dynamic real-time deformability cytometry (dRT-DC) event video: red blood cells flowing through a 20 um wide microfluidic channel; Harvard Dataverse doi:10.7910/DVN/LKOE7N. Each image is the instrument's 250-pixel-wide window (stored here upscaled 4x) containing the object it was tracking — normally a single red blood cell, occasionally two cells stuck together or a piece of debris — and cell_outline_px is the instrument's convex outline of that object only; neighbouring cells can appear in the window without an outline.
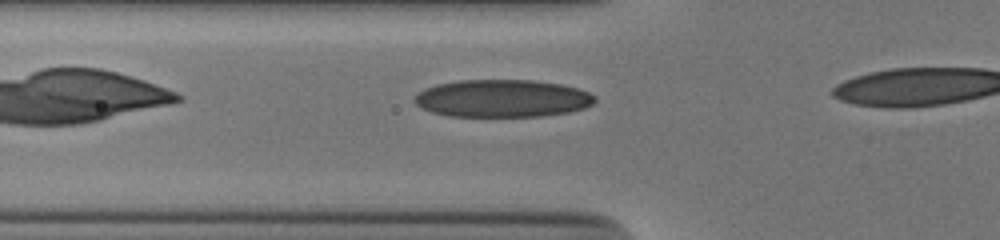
{"species": "human", "species_latin": "Homo sapiens", "temperature_condition": "cold", "stored_images_in_passage": 23, "camera_frame_rate_fps": 3000, "um_per_image_px": 0.085, "donor": {"sex": "male"}, "frame": {"image": 1, "passage_image": 5, "time_ms": 1.333, "image_size_px": [1000, 240], "cell_outline_px": [[596, 100], [592, 104], [584, 108], [568, 112], [540, 116], [448, 116], [432, 112], [420, 108], [412, 100], [424, 88], [436, 84], [460, 80], [532, 80], [560, 84], [576, 88], [588, 92], [596, 96]], "centroid_in_image_um": [42.67, 8.36], "position_along_channel_um": 83.1, "area_um2": 39.48}}
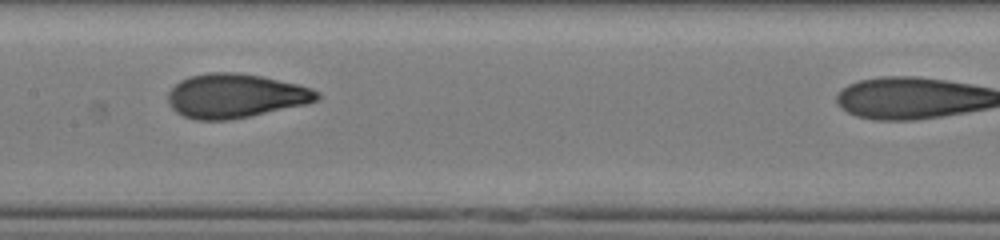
{"frame": {"image": 2, "passage_image": 13, "time_ms": 4.0, "image_size_px": [1000, 240], "cell_outline_px": [[320, 96], [316, 100], [308, 104], [228, 120], [196, 120], [184, 116], [176, 112], [168, 104], [168, 92], [180, 80], [188, 76], [208, 72], [236, 72], [260, 76], [296, 84], [312, 88], [320, 92]], "centroid_in_image_um": [19.99, 8.14], "position_along_channel_um": 187.4, "area_um2": 38.26}}
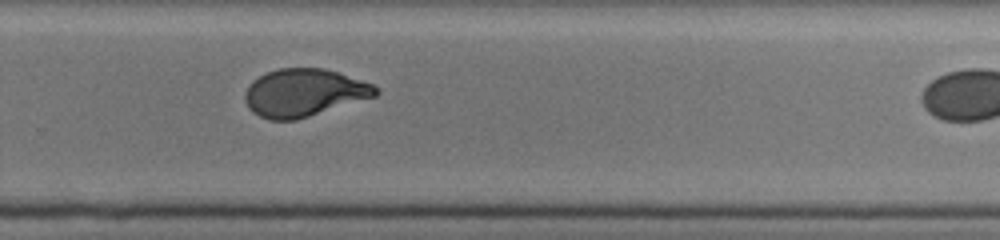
{"frame": {"image": 3, "passage_image": 22, "time_ms": 7.0, "image_size_px": [1000, 240], "cell_outline_px": [[380, 92], [376, 96], [296, 120], [268, 120], [252, 112], [248, 108], [244, 100], [244, 96], [252, 80], [268, 72], [280, 68], [324, 68], [372, 84]], "centroid_in_image_um": [25.81, 7.89], "position_along_channel_um": 304.0, "area_um2": 36.01}}